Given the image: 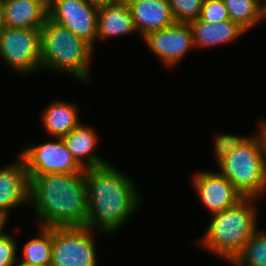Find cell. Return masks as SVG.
I'll return each mask as SVG.
<instances>
[{
	"label": "cell",
	"mask_w": 266,
	"mask_h": 266,
	"mask_svg": "<svg viewBox=\"0 0 266 266\" xmlns=\"http://www.w3.org/2000/svg\"><path fill=\"white\" fill-rule=\"evenodd\" d=\"M30 179L23 160L0 168V213L7 217L12 208L29 201Z\"/></svg>",
	"instance_id": "7c38bea8"
},
{
	"label": "cell",
	"mask_w": 266,
	"mask_h": 266,
	"mask_svg": "<svg viewBox=\"0 0 266 266\" xmlns=\"http://www.w3.org/2000/svg\"><path fill=\"white\" fill-rule=\"evenodd\" d=\"M200 19L210 23H220L229 20L230 17L223 0H204Z\"/></svg>",
	"instance_id": "603a6c76"
},
{
	"label": "cell",
	"mask_w": 266,
	"mask_h": 266,
	"mask_svg": "<svg viewBox=\"0 0 266 266\" xmlns=\"http://www.w3.org/2000/svg\"><path fill=\"white\" fill-rule=\"evenodd\" d=\"M230 19L248 31L266 18V5L261 0H223Z\"/></svg>",
	"instance_id": "d6986e66"
},
{
	"label": "cell",
	"mask_w": 266,
	"mask_h": 266,
	"mask_svg": "<svg viewBox=\"0 0 266 266\" xmlns=\"http://www.w3.org/2000/svg\"><path fill=\"white\" fill-rule=\"evenodd\" d=\"M87 1L94 5L101 6V5H107L110 3H115L119 0H87Z\"/></svg>",
	"instance_id": "4316f807"
},
{
	"label": "cell",
	"mask_w": 266,
	"mask_h": 266,
	"mask_svg": "<svg viewBox=\"0 0 266 266\" xmlns=\"http://www.w3.org/2000/svg\"><path fill=\"white\" fill-rule=\"evenodd\" d=\"M214 154L219 172L243 197H259L266 191V152L261 134H218Z\"/></svg>",
	"instance_id": "3957f363"
},
{
	"label": "cell",
	"mask_w": 266,
	"mask_h": 266,
	"mask_svg": "<svg viewBox=\"0 0 266 266\" xmlns=\"http://www.w3.org/2000/svg\"><path fill=\"white\" fill-rule=\"evenodd\" d=\"M35 146L24 145L19 156L26 167L29 178L43 174L83 173L84 169L72 157L62 138Z\"/></svg>",
	"instance_id": "ba28073f"
},
{
	"label": "cell",
	"mask_w": 266,
	"mask_h": 266,
	"mask_svg": "<svg viewBox=\"0 0 266 266\" xmlns=\"http://www.w3.org/2000/svg\"><path fill=\"white\" fill-rule=\"evenodd\" d=\"M48 19V0H4L5 26L42 28Z\"/></svg>",
	"instance_id": "9a60e30c"
},
{
	"label": "cell",
	"mask_w": 266,
	"mask_h": 266,
	"mask_svg": "<svg viewBox=\"0 0 266 266\" xmlns=\"http://www.w3.org/2000/svg\"><path fill=\"white\" fill-rule=\"evenodd\" d=\"M230 264L234 266H266V232L257 229L242 251Z\"/></svg>",
	"instance_id": "44dd1931"
},
{
	"label": "cell",
	"mask_w": 266,
	"mask_h": 266,
	"mask_svg": "<svg viewBox=\"0 0 266 266\" xmlns=\"http://www.w3.org/2000/svg\"><path fill=\"white\" fill-rule=\"evenodd\" d=\"M93 50L85 39L49 18L41 28V69L62 71L90 83Z\"/></svg>",
	"instance_id": "5b68a950"
},
{
	"label": "cell",
	"mask_w": 266,
	"mask_h": 266,
	"mask_svg": "<svg viewBox=\"0 0 266 266\" xmlns=\"http://www.w3.org/2000/svg\"><path fill=\"white\" fill-rule=\"evenodd\" d=\"M94 231L88 226L52 228V266H98Z\"/></svg>",
	"instance_id": "8992f818"
},
{
	"label": "cell",
	"mask_w": 266,
	"mask_h": 266,
	"mask_svg": "<svg viewBox=\"0 0 266 266\" xmlns=\"http://www.w3.org/2000/svg\"><path fill=\"white\" fill-rule=\"evenodd\" d=\"M45 132L52 138H63L81 122L76 104L65 101H54L42 113Z\"/></svg>",
	"instance_id": "ac0fdd59"
},
{
	"label": "cell",
	"mask_w": 266,
	"mask_h": 266,
	"mask_svg": "<svg viewBox=\"0 0 266 266\" xmlns=\"http://www.w3.org/2000/svg\"><path fill=\"white\" fill-rule=\"evenodd\" d=\"M16 239L10 233L0 236V266H18Z\"/></svg>",
	"instance_id": "cb8c5ba5"
},
{
	"label": "cell",
	"mask_w": 266,
	"mask_h": 266,
	"mask_svg": "<svg viewBox=\"0 0 266 266\" xmlns=\"http://www.w3.org/2000/svg\"><path fill=\"white\" fill-rule=\"evenodd\" d=\"M193 184L198 198L211 215L233 207L244 198L220 172L198 171Z\"/></svg>",
	"instance_id": "8fae6325"
},
{
	"label": "cell",
	"mask_w": 266,
	"mask_h": 266,
	"mask_svg": "<svg viewBox=\"0 0 266 266\" xmlns=\"http://www.w3.org/2000/svg\"><path fill=\"white\" fill-rule=\"evenodd\" d=\"M133 16L137 31L143 38L148 33L162 30L176 21L168 0H125Z\"/></svg>",
	"instance_id": "4fadbf2b"
},
{
	"label": "cell",
	"mask_w": 266,
	"mask_h": 266,
	"mask_svg": "<svg viewBox=\"0 0 266 266\" xmlns=\"http://www.w3.org/2000/svg\"><path fill=\"white\" fill-rule=\"evenodd\" d=\"M204 0H168L176 22L189 23L200 18Z\"/></svg>",
	"instance_id": "7402d4cb"
},
{
	"label": "cell",
	"mask_w": 266,
	"mask_h": 266,
	"mask_svg": "<svg viewBox=\"0 0 266 266\" xmlns=\"http://www.w3.org/2000/svg\"><path fill=\"white\" fill-rule=\"evenodd\" d=\"M38 237L28 241L23 248V260L18 266L50 265L52 254V228L41 227Z\"/></svg>",
	"instance_id": "ffe728a7"
},
{
	"label": "cell",
	"mask_w": 266,
	"mask_h": 266,
	"mask_svg": "<svg viewBox=\"0 0 266 266\" xmlns=\"http://www.w3.org/2000/svg\"><path fill=\"white\" fill-rule=\"evenodd\" d=\"M62 139L72 157L83 169L107 164L103 157L94 153L99 140L97 133L90 126L80 123Z\"/></svg>",
	"instance_id": "2e32d148"
},
{
	"label": "cell",
	"mask_w": 266,
	"mask_h": 266,
	"mask_svg": "<svg viewBox=\"0 0 266 266\" xmlns=\"http://www.w3.org/2000/svg\"><path fill=\"white\" fill-rule=\"evenodd\" d=\"M188 24L192 30L195 49L225 44L236 40L246 32L231 19L210 23L198 18Z\"/></svg>",
	"instance_id": "e0dca14e"
},
{
	"label": "cell",
	"mask_w": 266,
	"mask_h": 266,
	"mask_svg": "<svg viewBox=\"0 0 266 266\" xmlns=\"http://www.w3.org/2000/svg\"><path fill=\"white\" fill-rule=\"evenodd\" d=\"M87 188L86 226L117 232L138 209L141 198L134 180L109 163L84 169Z\"/></svg>",
	"instance_id": "6da1fadb"
},
{
	"label": "cell",
	"mask_w": 266,
	"mask_h": 266,
	"mask_svg": "<svg viewBox=\"0 0 266 266\" xmlns=\"http://www.w3.org/2000/svg\"><path fill=\"white\" fill-rule=\"evenodd\" d=\"M4 20V0H0V32L5 28Z\"/></svg>",
	"instance_id": "484cf974"
},
{
	"label": "cell",
	"mask_w": 266,
	"mask_h": 266,
	"mask_svg": "<svg viewBox=\"0 0 266 266\" xmlns=\"http://www.w3.org/2000/svg\"><path fill=\"white\" fill-rule=\"evenodd\" d=\"M142 39L167 68L174 67L195 47L190 25L182 22L148 33Z\"/></svg>",
	"instance_id": "30bf717a"
},
{
	"label": "cell",
	"mask_w": 266,
	"mask_h": 266,
	"mask_svg": "<svg viewBox=\"0 0 266 266\" xmlns=\"http://www.w3.org/2000/svg\"><path fill=\"white\" fill-rule=\"evenodd\" d=\"M257 126L259 127L258 131L262 136L264 147H265V152H266V120L264 119L260 120Z\"/></svg>",
	"instance_id": "d4e9b609"
},
{
	"label": "cell",
	"mask_w": 266,
	"mask_h": 266,
	"mask_svg": "<svg viewBox=\"0 0 266 266\" xmlns=\"http://www.w3.org/2000/svg\"><path fill=\"white\" fill-rule=\"evenodd\" d=\"M134 31L137 32V29L125 0L98 6L96 40L129 35Z\"/></svg>",
	"instance_id": "5bb4252c"
},
{
	"label": "cell",
	"mask_w": 266,
	"mask_h": 266,
	"mask_svg": "<svg viewBox=\"0 0 266 266\" xmlns=\"http://www.w3.org/2000/svg\"><path fill=\"white\" fill-rule=\"evenodd\" d=\"M30 179L29 201L40 227L86 226L87 188L84 172L43 174Z\"/></svg>",
	"instance_id": "7a4b0ae2"
},
{
	"label": "cell",
	"mask_w": 266,
	"mask_h": 266,
	"mask_svg": "<svg viewBox=\"0 0 266 266\" xmlns=\"http://www.w3.org/2000/svg\"><path fill=\"white\" fill-rule=\"evenodd\" d=\"M0 57L7 67L28 75L41 69V28H9L0 32Z\"/></svg>",
	"instance_id": "52a82bcc"
},
{
	"label": "cell",
	"mask_w": 266,
	"mask_h": 266,
	"mask_svg": "<svg viewBox=\"0 0 266 266\" xmlns=\"http://www.w3.org/2000/svg\"><path fill=\"white\" fill-rule=\"evenodd\" d=\"M256 197H244L233 207L213 214L200 244L228 263L242 251L258 229Z\"/></svg>",
	"instance_id": "277c9868"
},
{
	"label": "cell",
	"mask_w": 266,
	"mask_h": 266,
	"mask_svg": "<svg viewBox=\"0 0 266 266\" xmlns=\"http://www.w3.org/2000/svg\"><path fill=\"white\" fill-rule=\"evenodd\" d=\"M48 18L89 42L97 36L98 6L87 0H48Z\"/></svg>",
	"instance_id": "9c48e42d"
},
{
	"label": "cell",
	"mask_w": 266,
	"mask_h": 266,
	"mask_svg": "<svg viewBox=\"0 0 266 266\" xmlns=\"http://www.w3.org/2000/svg\"><path fill=\"white\" fill-rule=\"evenodd\" d=\"M7 220L8 217L5 214L0 213V236H2L5 233L3 230L5 228Z\"/></svg>",
	"instance_id": "83f0119b"
}]
</instances>
